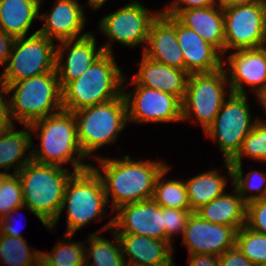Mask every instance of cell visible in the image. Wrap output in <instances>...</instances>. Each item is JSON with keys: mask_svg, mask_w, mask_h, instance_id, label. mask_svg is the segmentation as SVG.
<instances>
[{"mask_svg": "<svg viewBox=\"0 0 266 266\" xmlns=\"http://www.w3.org/2000/svg\"><path fill=\"white\" fill-rule=\"evenodd\" d=\"M96 157L98 168L91 165L102 180L104 192L112 211L127 203L150 200L154 194L157 177L168 166L161 161H135L126 155L123 159ZM101 169V170H100Z\"/></svg>", "mask_w": 266, "mask_h": 266, "instance_id": "1", "label": "cell"}, {"mask_svg": "<svg viewBox=\"0 0 266 266\" xmlns=\"http://www.w3.org/2000/svg\"><path fill=\"white\" fill-rule=\"evenodd\" d=\"M29 127L37 138L40 137L38 149L32 148L33 161L58 166L71 162L74 172L91 167V164L84 163L87 157L78 142L77 123L73 112L61 110L32 122Z\"/></svg>", "mask_w": 266, "mask_h": 266, "instance_id": "2", "label": "cell"}, {"mask_svg": "<svg viewBox=\"0 0 266 266\" xmlns=\"http://www.w3.org/2000/svg\"><path fill=\"white\" fill-rule=\"evenodd\" d=\"M74 171L54 164L29 161L17 174L23 190L24 206L49 227L58 217L68 181Z\"/></svg>", "mask_w": 266, "mask_h": 266, "instance_id": "3", "label": "cell"}, {"mask_svg": "<svg viewBox=\"0 0 266 266\" xmlns=\"http://www.w3.org/2000/svg\"><path fill=\"white\" fill-rule=\"evenodd\" d=\"M128 77L122 74L113 53H103L76 80L62 89V107L68 112L113 100L123 93Z\"/></svg>", "mask_w": 266, "mask_h": 266, "instance_id": "4", "label": "cell"}, {"mask_svg": "<svg viewBox=\"0 0 266 266\" xmlns=\"http://www.w3.org/2000/svg\"><path fill=\"white\" fill-rule=\"evenodd\" d=\"M5 86L9 94L14 91L10 98V112L12 119L19 124L30 125L63 110L56 69Z\"/></svg>", "mask_w": 266, "mask_h": 266, "instance_id": "5", "label": "cell"}, {"mask_svg": "<svg viewBox=\"0 0 266 266\" xmlns=\"http://www.w3.org/2000/svg\"><path fill=\"white\" fill-rule=\"evenodd\" d=\"M108 201L100 176L90 167L75 172L67 183L58 217L48 227L58 224L62 211L67 208V230L65 234L75 232L93 220H98L106 212Z\"/></svg>", "mask_w": 266, "mask_h": 266, "instance_id": "6", "label": "cell"}, {"mask_svg": "<svg viewBox=\"0 0 266 266\" xmlns=\"http://www.w3.org/2000/svg\"><path fill=\"white\" fill-rule=\"evenodd\" d=\"M77 123V138L84 155L113 144L119 132L128 124L124 95L105 103L88 106L73 112Z\"/></svg>", "mask_w": 266, "mask_h": 266, "instance_id": "7", "label": "cell"}, {"mask_svg": "<svg viewBox=\"0 0 266 266\" xmlns=\"http://www.w3.org/2000/svg\"><path fill=\"white\" fill-rule=\"evenodd\" d=\"M224 68L223 65L214 72L189 74L182 101V121H199L203 131L213 123L226 100V93H232L230 89L225 90L229 82Z\"/></svg>", "mask_w": 266, "mask_h": 266, "instance_id": "8", "label": "cell"}, {"mask_svg": "<svg viewBox=\"0 0 266 266\" xmlns=\"http://www.w3.org/2000/svg\"><path fill=\"white\" fill-rule=\"evenodd\" d=\"M38 32L15 39L6 67L0 73L5 85L47 74L56 69V45Z\"/></svg>", "mask_w": 266, "mask_h": 266, "instance_id": "9", "label": "cell"}, {"mask_svg": "<svg viewBox=\"0 0 266 266\" xmlns=\"http://www.w3.org/2000/svg\"><path fill=\"white\" fill-rule=\"evenodd\" d=\"M227 96L213 123L204 131L207 137L216 140L224 162H230L237 155L258 119L251 116L246 94L230 93Z\"/></svg>", "mask_w": 266, "mask_h": 266, "instance_id": "10", "label": "cell"}, {"mask_svg": "<svg viewBox=\"0 0 266 266\" xmlns=\"http://www.w3.org/2000/svg\"><path fill=\"white\" fill-rule=\"evenodd\" d=\"M224 55L229 49L266 46V6L260 1L223 9Z\"/></svg>", "mask_w": 266, "mask_h": 266, "instance_id": "11", "label": "cell"}, {"mask_svg": "<svg viewBox=\"0 0 266 266\" xmlns=\"http://www.w3.org/2000/svg\"><path fill=\"white\" fill-rule=\"evenodd\" d=\"M159 13L160 11L151 13L142 3L135 0L101 18L99 30L109 38L108 43L101 46L103 52L113 53L114 41L131 48L146 44L150 25Z\"/></svg>", "mask_w": 266, "mask_h": 266, "instance_id": "12", "label": "cell"}, {"mask_svg": "<svg viewBox=\"0 0 266 266\" xmlns=\"http://www.w3.org/2000/svg\"><path fill=\"white\" fill-rule=\"evenodd\" d=\"M128 122L132 123H168L182 121V101L162 90L144 86H135L131 92L123 93Z\"/></svg>", "mask_w": 266, "mask_h": 266, "instance_id": "13", "label": "cell"}, {"mask_svg": "<svg viewBox=\"0 0 266 266\" xmlns=\"http://www.w3.org/2000/svg\"><path fill=\"white\" fill-rule=\"evenodd\" d=\"M118 212L99 232L108 229L116 233H128L165 241L164 207L153 199L127 203L112 213Z\"/></svg>", "mask_w": 266, "mask_h": 266, "instance_id": "14", "label": "cell"}, {"mask_svg": "<svg viewBox=\"0 0 266 266\" xmlns=\"http://www.w3.org/2000/svg\"><path fill=\"white\" fill-rule=\"evenodd\" d=\"M225 60L222 64H228L225 73L232 93L247 94L244 84L256 96L266 89V46L235 50Z\"/></svg>", "mask_w": 266, "mask_h": 266, "instance_id": "15", "label": "cell"}, {"mask_svg": "<svg viewBox=\"0 0 266 266\" xmlns=\"http://www.w3.org/2000/svg\"><path fill=\"white\" fill-rule=\"evenodd\" d=\"M237 229L202 219L197 213L189 216L182 245L187 246L189 255L212 254L219 256L235 246Z\"/></svg>", "mask_w": 266, "mask_h": 266, "instance_id": "16", "label": "cell"}, {"mask_svg": "<svg viewBox=\"0 0 266 266\" xmlns=\"http://www.w3.org/2000/svg\"><path fill=\"white\" fill-rule=\"evenodd\" d=\"M56 44V71L61 89L70 81L76 80L104 52L102 47L96 49L93 33L75 40H64ZM68 50V54L65 52ZM64 54L67 55L66 60ZM64 62V63H63Z\"/></svg>", "mask_w": 266, "mask_h": 266, "instance_id": "17", "label": "cell"}, {"mask_svg": "<svg viewBox=\"0 0 266 266\" xmlns=\"http://www.w3.org/2000/svg\"><path fill=\"white\" fill-rule=\"evenodd\" d=\"M83 6L76 0H56L49 13L39 14L44 25L38 32L54 42L75 40L89 35L91 32L80 35L86 21Z\"/></svg>", "mask_w": 266, "mask_h": 266, "instance_id": "18", "label": "cell"}, {"mask_svg": "<svg viewBox=\"0 0 266 266\" xmlns=\"http://www.w3.org/2000/svg\"><path fill=\"white\" fill-rule=\"evenodd\" d=\"M142 54L169 67L184 70V57L176 36V18L159 13L152 21Z\"/></svg>", "mask_w": 266, "mask_h": 266, "instance_id": "19", "label": "cell"}, {"mask_svg": "<svg viewBox=\"0 0 266 266\" xmlns=\"http://www.w3.org/2000/svg\"><path fill=\"white\" fill-rule=\"evenodd\" d=\"M176 36L183 52L184 70L188 74L209 73L223 67L224 56L194 30L185 27L177 19Z\"/></svg>", "mask_w": 266, "mask_h": 266, "instance_id": "20", "label": "cell"}, {"mask_svg": "<svg viewBox=\"0 0 266 266\" xmlns=\"http://www.w3.org/2000/svg\"><path fill=\"white\" fill-rule=\"evenodd\" d=\"M123 257L136 266H175L172 244L142 235L117 233Z\"/></svg>", "mask_w": 266, "mask_h": 266, "instance_id": "21", "label": "cell"}, {"mask_svg": "<svg viewBox=\"0 0 266 266\" xmlns=\"http://www.w3.org/2000/svg\"><path fill=\"white\" fill-rule=\"evenodd\" d=\"M139 66L131 84L162 90L183 101L189 77L185 70L153 61L143 54Z\"/></svg>", "mask_w": 266, "mask_h": 266, "instance_id": "22", "label": "cell"}, {"mask_svg": "<svg viewBox=\"0 0 266 266\" xmlns=\"http://www.w3.org/2000/svg\"><path fill=\"white\" fill-rule=\"evenodd\" d=\"M175 18L224 55V14L219 5L183 10Z\"/></svg>", "mask_w": 266, "mask_h": 266, "instance_id": "23", "label": "cell"}, {"mask_svg": "<svg viewBox=\"0 0 266 266\" xmlns=\"http://www.w3.org/2000/svg\"><path fill=\"white\" fill-rule=\"evenodd\" d=\"M23 126L28 131H16L14 126L0 131V169H5L3 172L0 171V174H8L10 167L15 169L13 173H18L32 160L33 135L29 125Z\"/></svg>", "mask_w": 266, "mask_h": 266, "instance_id": "24", "label": "cell"}, {"mask_svg": "<svg viewBox=\"0 0 266 266\" xmlns=\"http://www.w3.org/2000/svg\"><path fill=\"white\" fill-rule=\"evenodd\" d=\"M233 193L226 192L202 205L195 211L202 219L220 224L233 226L237 230L246 225V203L238 191L233 188Z\"/></svg>", "mask_w": 266, "mask_h": 266, "instance_id": "25", "label": "cell"}, {"mask_svg": "<svg viewBox=\"0 0 266 266\" xmlns=\"http://www.w3.org/2000/svg\"><path fill=\"white\" fill-rule=\"evenodd\" d=\"M40 7L35 0H0V29L15 38L26 36Z\"/></svg>", "mask_w": 266, "mask_h": 266, "instance_id": "26", "label": "cell"}, {"mask_svg": "<svg viewBox=\"0 0 266 266\" xmlns=\"http://www.w3.org/2000/svg\"><path fill=\"white\" fill-rule=\"evenodd\" d=\"M190 209L195 212L202 205L209 203L225 193L227 179L215 170H208L184 180Z\"/></svg>", "mask_w": 266, "mask_h": 266, "instance_id": "27", "label": "cell"}, {"mask_svg": "<svg viewBox=\"0 0 266 266\" xmlns=\"http://www.w3.org/2000/svg\"><path fill=\"white\" fill-rule=\"evenodd\" d=\"M111 232H113L114 243L97 233H91L89 238H87L89 247L85 246L84 253L85 263L87 265L125 266L126 262L123 257L119 237L114 230H111ZM90 262L92 263L90 264Z\"/></svg>", "mask_w": 266, "mask_h": 266, "instance_id": "28", "label": "cell"}, {"mask_svg": "<svg viewBox=\"0 0 266 266\" xmlns=\"http://www.w3.org/2000/svg\"><path fill=\"white\" fill-rule=\"evenodd\" d=\"M225 165L233 187L246 204L257 199L266 198V173L252 170L244 176L242 164H230V162L225 161ZM249 191H255L256 193L249 195L247 194Z\"/></svg>", "mask_w": 266, "mask_h": 266, "instance_id": "29", "label": "cell"}, {"mask_svg": "<svg viewBox=\"0 0 266 266\" xmlns=\"http://www.w3.org/2000/svg\"><path fill=\"white\" fill-rule=\"evenodd\" d=\"M170 169L171 167L168 166L157 177L152 199L160 207L191 210L185 182L182 180H162Z\"/></svg>", "mask_w": 266, "mask_h": 266, "instance_id": "30", "label": "cell"}, {"mask_svg": "<svg viewBox=\"0 0 266 266\" xmlns=\"http://www.w3.org/2000/svg\"><path fill=\"white\" fill-rule=\"evenodd\" d=\"M41 250L30 251L25 238L0 234V263L7 266H34Z\"/></svg>", "mask_w": 266, "mask_h": 266, "instance_id": "31", "label": "cell"}, {"mask_svg": "<svg viewBox=\"0 0 266 266\" xmlns=\"http://www.w3.org/2000/svg\"><path fill=\"white\" fill-rule=\"evenodd\" d=\"M63 236L65 241H58L50 253L41 251V254L55 266H83L85 244L80 241L71 242L74 235L64 234Z\"/></svg>", "mask_w": 266, "mask_h": 266, "instance_id": "32", "label": "cell"}, {"mask_svg": "<svg viewBox=\"0 0 266 266\" xmlns=\"http://www.w3.org/2000/svg\"><path fill=\"white\" fill-rule=\"evenodd\" d=\"M243 156L266 162V120L257 119L251 132L243 140L240 151L230 164H242Z\"/></svg>", "mask_w": 266, "mask_h": 266, "instance_id": "33", "label": "cell"}, {"mask_svg": "<svg viewBox=\"0 0 266 266\" xmlns=\"http://www.w3.org/2000/svg\"><path fill=\"white\" fill-rule=\"evenodd\" d=\"M235 245L253 265H266V235L246 225L237 230Z\"/></svg>", "mask_w": 266, "mask_h": 266, "instance_id": "34", "label": "cell"}, {"mask_svg": "<svg viewBox=\"0 0 266 266\" xmlns=\"http://www.w3.org/2000/svg\"><path fill=\"white\" fill-rule=\"evenodd\" d=\"M23 205V190L18 174H0V219Z\"/></svg>", "mask_w": 266, "mask_h": 266, "instance_id": "35", "label": "cell"}, {"mask_svg": "<svg viewBox=\"0 0 266 266\" xmlns=\"http://www.w3.org/2000/svg\"><path fill=\"white\" fill-rule=\"evenodd\" d=\"M192 212V210L164 208L165 241L172 244L173 235L180 233L183 236L187 220Z\"/></svg>", "mask_w": 266, "mask_h": 266, "instance_id": "36", "label": "cell"}, {"mask_svg": "<svg viewBox=\"0 0 266 266\" xmlns=\"http://www.w3.org/2000/svg\"><path fill=\"white\" fill-rule=\"evenodd\" d=\"M246 226L266 235V198L246 204Z\"/></svg>", "mask_w": 266, "mask_h": 266, "instance_id": "37", "label": "cell"}, {"mask_svg": "<svg viewBox=\"0 0 266 266\" xmlns=\"http://www.w3.org/2000/svg\"><path fill=\"white\" fill-rule=\"evenodd\" d=\"M217 4V0H174L173 4L166 5V9L160 10L161 14L176 16L180 11L194 8H206Z\"/></svg>", "mask_w": 266, "mask_h": 266, "instance_id": "38", "label": "cell"}, {"mask_svg": "<svg viewBox=\"0 0 266 266\" xmlns=\"http://www.w3.org/2000/svg\"><path fill=\"white\" fill-rule=\"evenodd\" d=\"M219 266H254L235 245L219 255Z\"/></svg>", "mask_w": 266, "mask_h": 266, "instance_id": "39", "label": "cell"}, {"mask_svg": "<svg viewBox=\"0 0 266 266\" xmlns=\"http://www.w3.org/2000/svg\"><path fill=\"white\" fill-rule=\"evenodd\" d=\"M8 94L7 87L0 81V131L14 126L10 112V99H8V101L4 100Z\"/></svg>", "mask_w": 266, "mask_h": 266, "instance_id": "40", "label": "cell"}, {"mask_svg": "<svg viewBox=\"0 0 266 266\" xmlns=\"http://www.w3.org/2000/svg\"><path fill=\"white\" fill-rule=\"evenodd\" d=\"M24 207H25L24 205L20 206V207H17L13 211H11L8 215H6L4 218L0 219V234H5V235H8V236L24 238L23 235L20 232L21 229L18 230V228H17V223L18 222H16V224H15L14 221H13V219H14L13 214L17 213V212H20L19 210H21Z\"/></svg>", "mask_w": 266, "mask_h": 266, "instance_id": "41", "label": "cell"}, {"mask_svg": "<svg viewBox=\"0 0 266 266\" xmlns=\"http://www.w3.org/2000/svg\"><path fill=\"white\" fill-rule=\"evenodd\" d=\"M15 39V37L0 29V65L6 66L12 52Z\"/></svg>", "mask_w": 266, "mask_h": 266, "instance_id": "42", "label": "cell"}, {"mask_svg": "<svg viewBox=\"0 0 266 266\" xmlns=\"http://www.w3.org/2000/svg\"><path fill=\"white\" fill-rule=\"evenodd\" d=\"M189 266H219V256L212 254H193L188 256Z\"/></svg>", "mask_w": 266, "mask_h": 266, "instance_id": "43", "label": "cell"}, {"mask_svg": "<svg viewBox=\"0 0 266 266\" xmlns=\"http://www.w3.org/2000/svg\"><path fill=\"white\" fill-rule=\"evenodd\" d=\"M257 0H217V4L222 8H229L232 6L248 4Z\"/></svg>", "mask_w": 266, "mask_h": 266, "instance_id": "44", "label": "cell"}, {"mask_svg": "<svg viewBox=\"0 0 266 266\" xmlns=\"http://www.w3.org/2000/svg\"><path fill=\"white\" fill-rule=\"evenodd\" d=\"M34 266H55L50 261H48L42 254L37 258V261Z\"/></svg>", "mask_w": 266, "mask_h": 266, "instance_id": "45", "label": "cell"}, {"mask_svg": "<svg viewBox=\"0 0 266 266\" xmlns=\"http://www.w3.org/2000/svg\"><path fill=\"white\" fill-rule=\"evenodd\" d=\"M107 0H88L87 5L89 4V7H93L92 9L96 10L98 8H101L105 4Z\"/></svg>", "mask_w": 266, "mask_h": 266, "instance_id": "46", "label": "cell"}, {"mask_svg": "<svg viewBox=\"0 0 266 266\" xmlns=\"http://www.w3.org/2000/svg\"><path fill=\"white\" fill-rule=\"evenodd\" d=\"M257 99L266 112V89L257 96Z\"/></svg>", "mask_w": 266, "mask_h": 266, "instance_id": "47", "label": "cell"}, {"mask_svg": "<svg viewBox=\"0 0 266 266\" xmlns=\"http://www.w3.org/2000/svg\"><path fill=\"white\" fill-rule=\"evenodd\" d=\"M36 2H38L40 5L43 2V0H35Z\"/></svg>", "mask_w": 266, "mask_h": 266, "instance_id": "48", "label": "cell"}, {"mask_svg": "<svg viewBox=\"0 0 266 266\" xmlns=\"http://www.w3.org/2000/svg\"><path fill=\"white\" fill-rule=\"evenodd\" d=\"M266 6V0H260Z\"/></svg>", "mask_w": 266, "mask_h": 266, "instance_id": "49", "label": "cell"}, {"mask_svg": "<svg viewBox=\"0 0 266 266\" xmlns=\"http://www.w3.org/2000/svg\"><path fill=\"white\" fill-rule=\"evenodd\" d=\"M125 266H136V265H132V264H125Z\"/></svg>", "mask_w": 266, "mask_h": 266, "instance_id": "50", "label": "cell"}]
</instances>
